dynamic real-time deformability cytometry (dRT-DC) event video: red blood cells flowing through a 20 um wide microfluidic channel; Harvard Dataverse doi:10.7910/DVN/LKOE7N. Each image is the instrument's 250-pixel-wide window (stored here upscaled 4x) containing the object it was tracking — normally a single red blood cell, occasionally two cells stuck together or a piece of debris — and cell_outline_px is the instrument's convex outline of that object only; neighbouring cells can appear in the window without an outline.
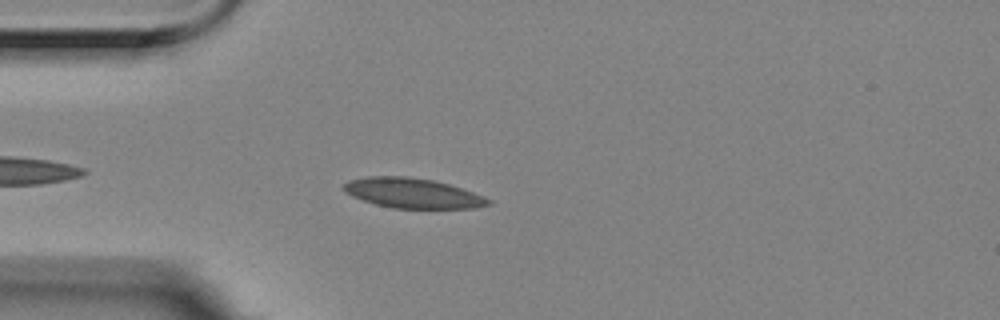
{"species": "Egyptian fruit bat (a non-hibernating species)", "species_latin": "Rousettus aegyptiacus", "temperature_condition": "room temperature", "stored_images_in_passage": 5, "camera_frame_rate_fps": 3000, "um_per_image_px": 0.085, "animal": {"sex": "female"}, "frame": {"image": 1, "passage_image": 4, "time_ms": 1.0, "image_size_px": [1000, 320], "cell_outline_px": [[492, 204], [476, 208], [392, 208], [376, 204], [352, 196], [344, 192], [344, 184], [348, 180], [368, 176], [408, 176], [432, 180], [448, 184], [484, 196], [492, 200]], "centroid_in_image_um": [35.08, 16.41], "position_along_channel_um": 49.9, "area_um2": 25.14}}